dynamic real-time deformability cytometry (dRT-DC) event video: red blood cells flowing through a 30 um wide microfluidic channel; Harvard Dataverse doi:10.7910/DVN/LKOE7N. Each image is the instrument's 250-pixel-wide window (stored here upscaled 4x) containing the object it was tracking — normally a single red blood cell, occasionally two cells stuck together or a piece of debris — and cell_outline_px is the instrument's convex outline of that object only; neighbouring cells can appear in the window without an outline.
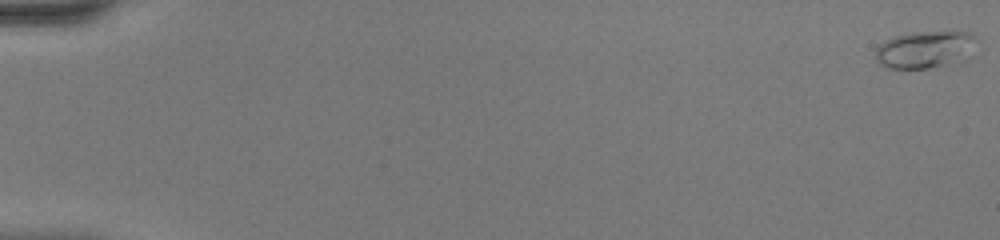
{"species": "common noctule bat (a hibernating species)", "species_latin": "Nyctalus noctula", "temperature_condition": "warm", "stored_images_in_passage": 48, "camera_frame_rate_fps": 3000, "um_per_image_px": 0.085, "animal": {"sex": "female", "body_mass_g": 20.0, "forearm_length_mm": 54.0}, "frame": {"image": 1, "passage_image": 1, "time_ms": 0.0, "image_size_px": [1000, 240], "cell_outline_px": [[980, 40], [972, 56], [968, 60], [928, 68], [888, 68], [880, 64], [876, 60], [876, 48], [884, 40], [892, 36], [912, 32], [948, 28], [968, 32]], "centroid_in_image_um": [78.76, 4.15], "position_along_channel_um": 6.2, "area_um2": 23.29}}
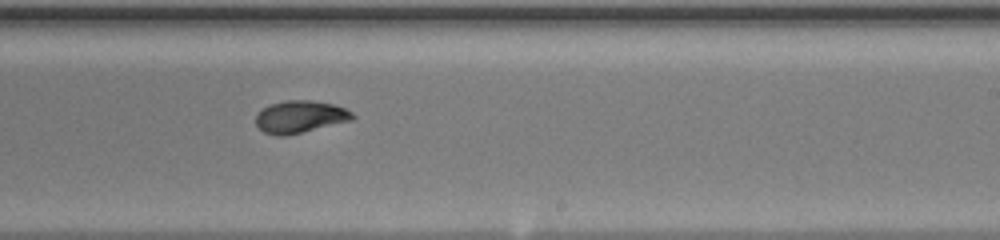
{"frame": {"image": 2, "passage_image": 31, "time_ms": 10.0, "image_size_px": [1000, 240], "cell_outline_px": [[356, 116], [352, 120], [284, 136], [276, 136], [264, 132], [256, 124], [256, 116], [260, 108], [284, 100], [312, 100], [332, 104], [344, 108], [352, 112]], "centroid_in_image_um": [25.48, 9.92], "position_along_channel_um": 263.5, "area_um2": 18.09}}
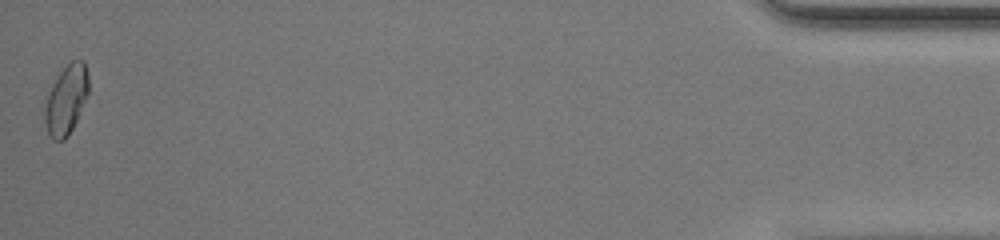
{"frame": {"image": 3, "passage_image": 48, "time_ms": 15.667, "image_size_px": [1000, 240], "cell_outline_px": [[88, 92], [76, 120], [68, 136], [64, 140], [52, 140], [48, 136], [44, 120], [44, 108], [48, 92], [52, 84], [60, 72], [72, 60], [84, 60], [88, 76]], "centroid_in_image_um": [5.6, 8.49], "position_along_channel_um": 429.6, "area_um2": 17.57}, "authors_computed_cell_mechanics": {"area_um2": 18.207, "velocity_mm_per_s": 4.4341, "shape_relaxation_time_tau1_ms": 4.2451, "shape_relaxation_time_tau2_ms": 1.3434, "deformation_change_tau1": 0.1812, "deformation_change_tau2": 0.0533}}